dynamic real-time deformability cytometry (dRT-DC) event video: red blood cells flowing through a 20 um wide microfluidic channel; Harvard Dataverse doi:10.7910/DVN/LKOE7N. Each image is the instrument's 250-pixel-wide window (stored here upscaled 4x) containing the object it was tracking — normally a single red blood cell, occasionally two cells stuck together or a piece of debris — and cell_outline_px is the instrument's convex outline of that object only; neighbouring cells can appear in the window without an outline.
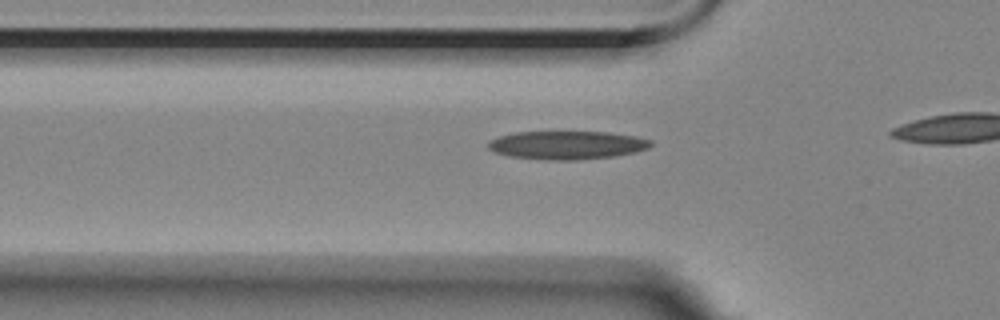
{"species": "Egyptian fruit bat (a non-hibernating species)", "species_latin": "Rousettus aegyptiacus", "temperature_condition": "room temperature", "stored_images_in_passage": 19, "camera_frame_rate_fps": 3000, "um_per_image_px": 0.085, "animal": {"sex": "female"}, "frame": {"image": 1, "passage_image": 13, "time_ms": 4.0, "image_size_px": [1000, 320], "cell_outline_px": [[652, 144], [648, 148], [632, 152], [612, 156], [576, 160], [552, 160], [512, 156], [496, 152], [488, 148], [488, 140], [500, 136], [516, 132], [608, 132], [636, 136], [652, 140]], "centroid_in_image_um": [48.2, 12.32], "position_along_channel_um": 77.6, "area_um2": 26.53}}
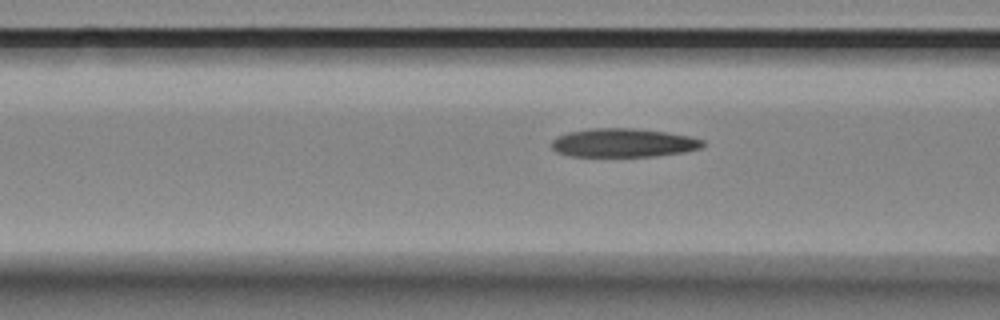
{"frame": {"image": 2, "passage_image": 16, "time_ms": 5.0, "image_size_px": [1000, 320], "cell_outline_px": [[704, 144], [700, 148], [684, 152], [656, 156], [568, 156], [556, 152], [552, 148], [552, 140], [556, 136], [568, 132], [588, 128], [632, 128], [668, 132], [692, 136], [704, 140]], "centroid_in_image_um": [52.98, 12.13], "position_along_channel_um": 113.6, "area_um2": 25.49}}